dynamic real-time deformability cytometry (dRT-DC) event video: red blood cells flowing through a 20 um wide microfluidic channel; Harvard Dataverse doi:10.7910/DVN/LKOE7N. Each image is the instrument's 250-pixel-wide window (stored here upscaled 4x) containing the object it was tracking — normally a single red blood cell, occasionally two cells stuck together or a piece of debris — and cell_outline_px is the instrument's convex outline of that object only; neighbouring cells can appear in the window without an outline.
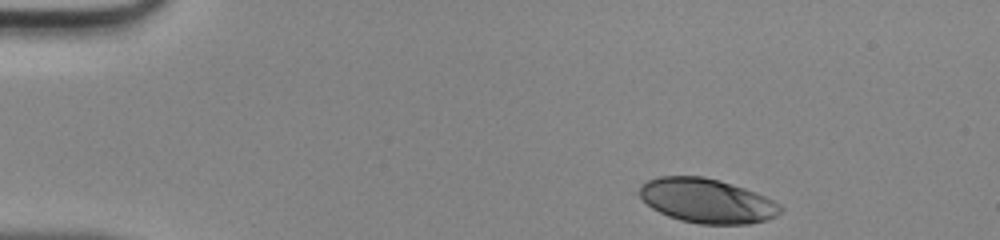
{"species": "human", "species_latin": "Homo sapiens", "temperature_condition": "room temperature", "stored_images_in_passage": 36, "camera_frame_rate_fps": 3000, "um_per_image_px": 0.085, "donor": {"sex": "male"}, "frame": {"image": 1, "passage_image": 1, "time_ms": 0.0, "image_size_px": [1000, 240], "cell_outline_px": [[784, 208], [776, 216], [768, 220], [748, 224], [700, 224], [680, 220], [668, 216], [652, 208], [636, 192], [640, 184], [648, 180], [660, 176], [704, 176], [720, 180], [756, 192], [780, 204]], "centroid_in_image_um": [60.08, 17.06], "position_along_channel_um": 24.9, "area_um2": 36.65}}
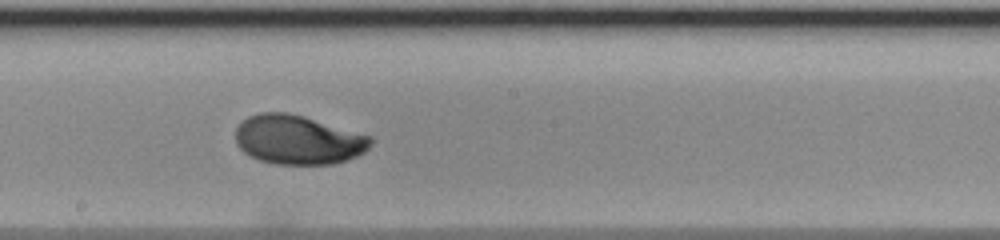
{"frame": {"image": 2, "passage_image": 21, "time_ms": 6.667, "image_size_px": [1000, 240], "cell_outline_px": [[372, 144], [364, 152], [356, 156], [332, 164], [276, 164], [260, 160], [244, 152], [236, 144], [236, 128], [248, 116], [260, 112], [288, 112], [304, 116], [372, 136]], "centroid_in_image_um": [25.34, 11.87], "position_along_channel_um": 222.9, "area_um2": 38.67}}
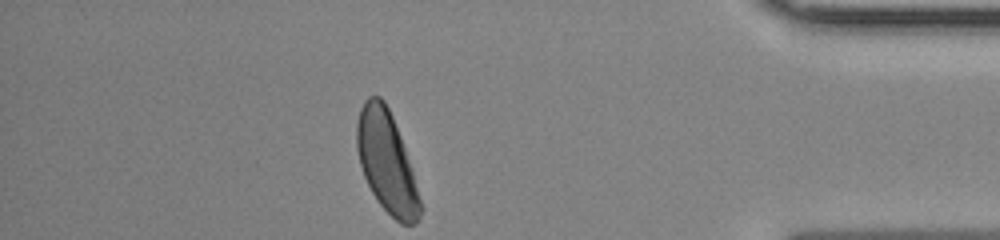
{"frame": {"image": 3, "passage_image": 36, "time_ms": 11.667, "image_size_px": [1000, 240], "cell_outline_px": [[424, 208], [416, 224], [400, 224], [376, 200], [364, 176], [360, 164], [356, 148], [356, 124], [360, 108], [364, 100], [368, 96], [380, 96], [384, 100], [392, 116], [400, 136]], "centroid_in_image_um": [32.86, 13.78], "position_along_channel_um": 402.3, "area_um2": 37.17}}